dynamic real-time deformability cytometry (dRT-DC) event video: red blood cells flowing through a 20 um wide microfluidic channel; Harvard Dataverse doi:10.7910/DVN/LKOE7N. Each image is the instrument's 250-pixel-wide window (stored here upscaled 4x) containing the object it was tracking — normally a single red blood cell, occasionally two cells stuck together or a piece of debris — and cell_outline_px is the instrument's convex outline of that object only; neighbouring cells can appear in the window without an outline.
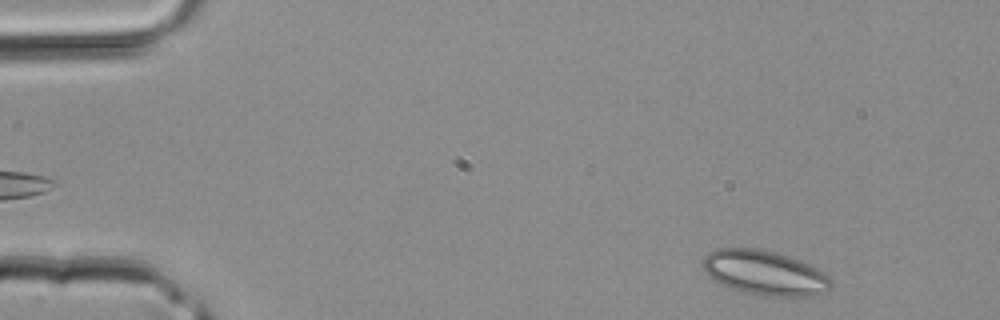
{"species": "common noctule bat (a hibernating species)", "species_latin": "Nyctalus noctula", "temperature_condition": "room temperature", "stored_images_in_passage": 38, "camera_frame_rate_fps": 3000, "um_per_image_px": 0.085, "animal": {"sex": "male", "body_mass_g": 20.4}, "frame": {"image": 1, "passage_image": 2, "time_ms": 0.333, "image_size_px": [1000, 320], "cell_outline_px": [[832, 288], [828, 292], [812, 296], [764, 296], [744, 292], [720, 284], [708, 276], [704, 272], [704, 256], [708, 252], [716, 248], [760, 248], [776, 252], [800, 260], [824, 272], [832, 280]], "centroid_in_image_um": [65.02, 23.19], "position_along_channel_um": 20.0, "area_um2": 33.64}}
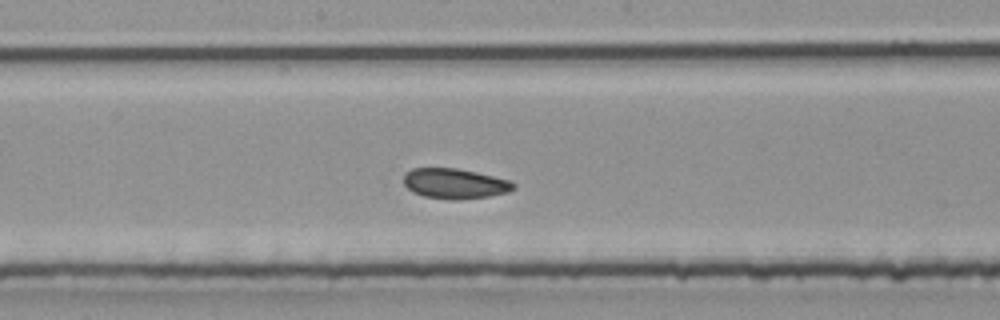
{"frame": {"image": 2, "passage_image": 19, "time_ms": 6.0, "image_size_px": [1000, 320], "cell_outline_px": [[516, 188], [508, 192], [488, 196], [456, 200], [452, 200], [424, 196], [412, 192], [404, 184], [404, 172], [412, 168], [456, 168], [476, 172], [508, 180], [516, 184]], "centroid_in_image_um": [38.63, 15.6], "position_along_channel_um": 209.6, "area_um2": 19.31}}
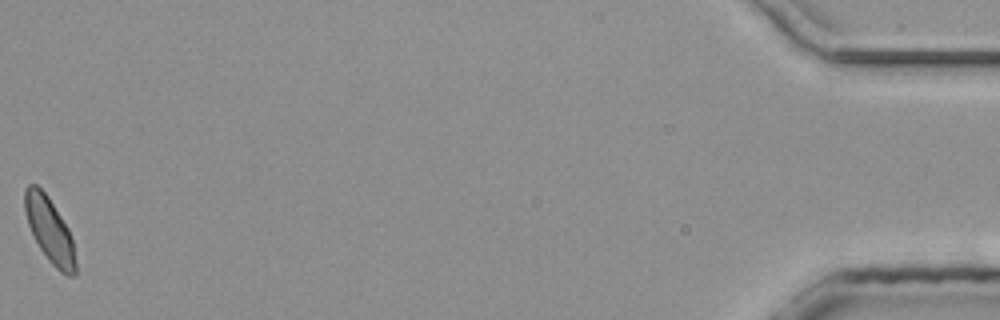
{"frame": {"image": 3, "passage_image": 38, "time_ms": 12.333, "image_size_px": [1000, 320], "cell_outline_px": [[76, 276], [68, 276], [60, 272], [48, 260], [40, 248], [28, 224], [24, 208], [24, 188], [28, 184], [36, 184], [48, 196], [68, 228], [72, 240], [76, 264]], "centroid_in_image_um": [4.21, 19.55], "position_along_channel_um": 431.0, "area_um2": 19.07}}